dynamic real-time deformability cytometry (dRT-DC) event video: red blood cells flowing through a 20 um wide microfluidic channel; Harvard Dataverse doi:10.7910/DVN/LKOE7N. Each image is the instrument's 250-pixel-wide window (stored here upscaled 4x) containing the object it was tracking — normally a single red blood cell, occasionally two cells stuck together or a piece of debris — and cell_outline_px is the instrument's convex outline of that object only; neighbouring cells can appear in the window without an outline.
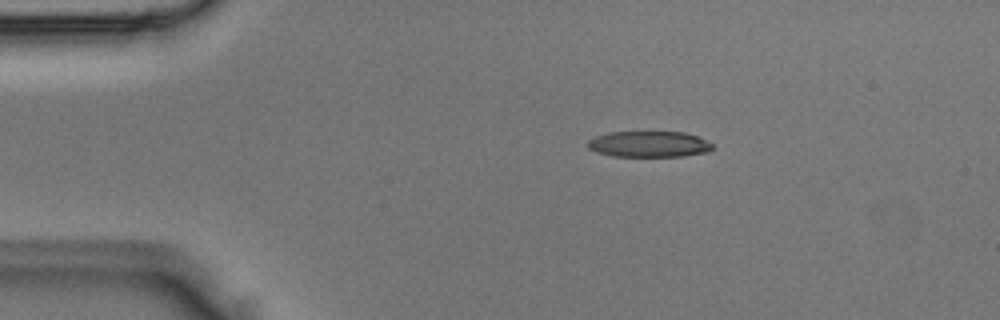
{"species": "Egyptian fruit bat (a non-hibernating species)", "species_latin": "Rousettus aegyptiacus", "temperature_condition": "room temperature", "stored_images_in_passage": 6, "camera_frame_rate_fps": 3000, "um_per_image_px": 0.085, "animal": {"sex": "male"}, "frame": {"image": 1, "passage_image": 3, "time_ms": 0.667, "image_size_px": [1000, 320], "cell_outline_px": [[712, 148], [708, 152], [684, 156], [612, 156], [596, 152], [588, 148], [588, 140], [596, 136], [608, 132], [684, 132], [696, 136], [712, 144]], "centroid_in_image_um": [55.13, 12.25], "position_along_channel_um": 29.9, "area_um2": 18.79}}
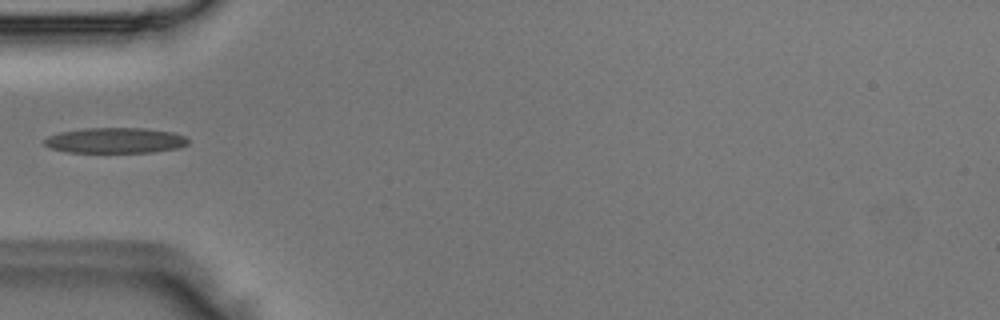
{"frame": {"image": 2, "passage_image": 5, "time_ms": 1.333, "image_size_px": [1000, 320], "cell_outline_px": [[188, 144], [180, 148], [152, 152], [68, 152], [48, 148], [44, 144], [44, 140], [48, 136], [60, 132], [84, 128], [144, 128], [172, 132], [184, 136], [188, 140]], "centroid_in_image_um": [9.79, 11.94], "position_along_channel_um": 75.2, "area_um2": 21.39}}
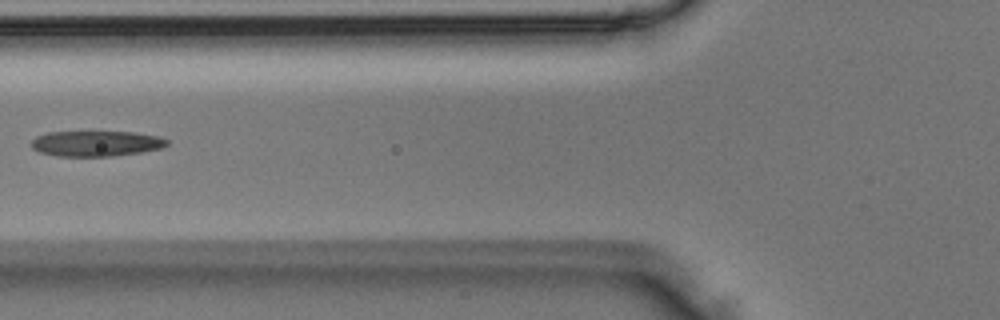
{"frame": {"image": 3, "passage_image": 6, "time_ms": 1.667, "image_size_px": [1000, 320], "cell_outline_px": [[168, 144], [164, 148], [140, 152], [112, 156], [56, 156], [40, 152], [32, 148], [32, 140], [36, 136], [48, 132], [136, 132], [160, 136], [168, 140]], "centroid_in_image_um": [8.2, 12.19], "position_along_channel_um": 117.6, "area_um2": 20.23}}